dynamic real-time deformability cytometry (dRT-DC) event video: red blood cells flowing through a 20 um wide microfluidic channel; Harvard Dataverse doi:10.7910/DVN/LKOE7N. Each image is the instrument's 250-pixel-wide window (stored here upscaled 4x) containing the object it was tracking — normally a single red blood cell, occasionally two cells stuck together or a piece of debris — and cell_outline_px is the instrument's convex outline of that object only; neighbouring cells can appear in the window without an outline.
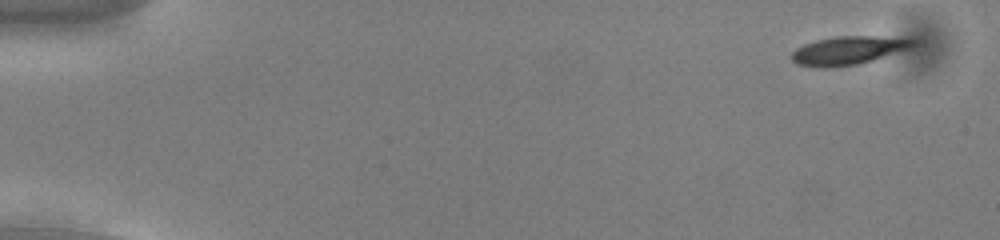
{"species": "common noctule bat (a hibernating species)", "species_latin": "Nyctalus noctula", "temperature_condition": "cold", "stored_images_in_passage": 53, "camera_frame_rate_fps": 3000, "um_per_image_px": 0.085, "animal": {"sex": "male", "body_mass_g": 13.0, "forearm_length_mm": 53.1}, "frame": {"image": 1, "passage_image": 1, "time_ms": 0.0, "image_size_px": [1000, 240], "cell_outline_px": [[916, 44], [908, 48], [872, 60], [856, 64], [828, 68], [816, 68], [796, 64], [792, 60], [792, 52], [796, 48], [804, 44], [816, 40], [836, 36], [876, 36], [916, 40]], "centroid_in_image_um": [72.02, 4.29], "position_along_channel_um": 13.0, "area_um2": 19.83}}
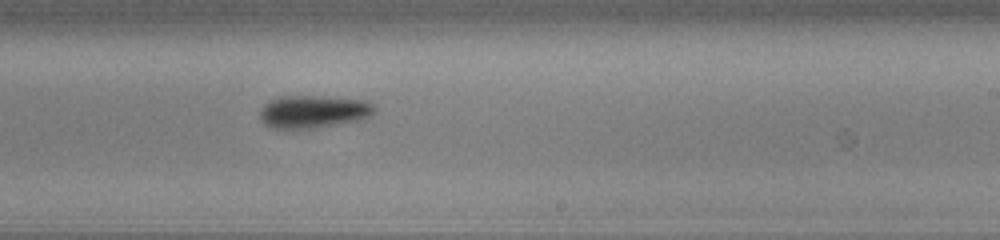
{"frame": {"image": 2, "passage_image": 32, "time_ms": 10.333, "image_size_px": [1000, 240], "cell_outline_px": [[376, 108], [368, 116], [356, 120], [316, 128], [272, 128], [264, 124], [260, 120], [260, 112], [264, 104], [268, 100], [280, 96], [320, 96], [368, 100]], "centroid_in_image_um": [26.58, 9.47], "position_along_channel_um": 262.4, "area_um2": 21.73}}
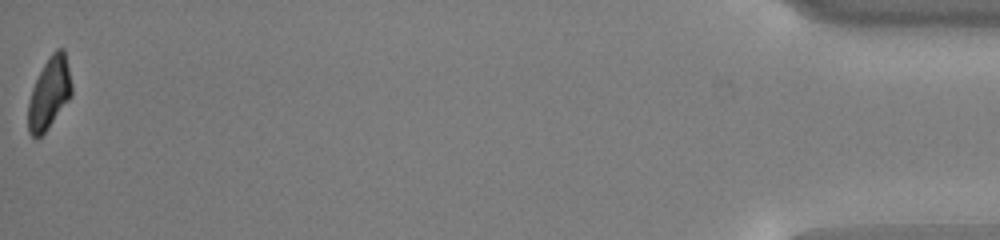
{"frame": {"image": 3, "passage_image": 53, "time_ms": 17.333, "image_size_px": [1000, 240], "cell_outline_px": [[72, 96], [48, 128], [36, 140], [28, 132], [28, 104], [32, 88], [44, 64], [52, 52], [56, 48], [64, 48], [72, 84]], "centroid_in_image_um": [4.2, 7.93], "position_along_channel_um": 431.0, "area_um2": 18.15}, "authors_computed_cell_mechanics": {"area_um2": 20.4612, "velocity_mm_per_s": 3.744, "shape_relaxation_time_tau1_ms": 2.1849, "shape_relaxation_time_tau2_ms": null, "deformation_change_tau1": 0.1307, "deformation_change_tau2": null}}